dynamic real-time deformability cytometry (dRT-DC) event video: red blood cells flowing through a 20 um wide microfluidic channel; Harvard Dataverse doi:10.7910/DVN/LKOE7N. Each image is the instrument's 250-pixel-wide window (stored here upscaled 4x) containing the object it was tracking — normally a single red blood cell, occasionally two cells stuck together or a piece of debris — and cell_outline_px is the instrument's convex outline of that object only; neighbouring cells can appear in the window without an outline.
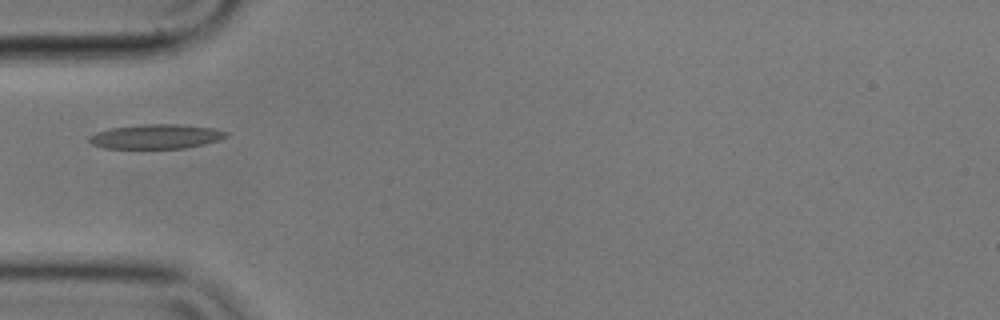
{"species": "common noctule bat (a hibernating species)", "species_latin": "Nyctalus noctula", "temperature_condition": "cold", "stored_images_in_passage": 11, "camera_frame_rate_fps": 3000, "um_per_image_px": 0.085, "animal": {"sex": "male", "body_mass_g": 17.9}, "frame": {"image": 1, "passage_image": 1, "time_ms": 0.0, "image_size_px": [1000, 320], "cell_outline_px": [[228, 136], [204, 144], [184, 148], [104, 148], [92, 144], [88, 140], [88, 136], [96, 132], [112, 128], [144, 124], [180, 124], [216, 128], [228, 132]], "centroid_in_image_um": [13.27, 11.6], "position_along_channel_um": 71.7, "area_um2": 19.48}}
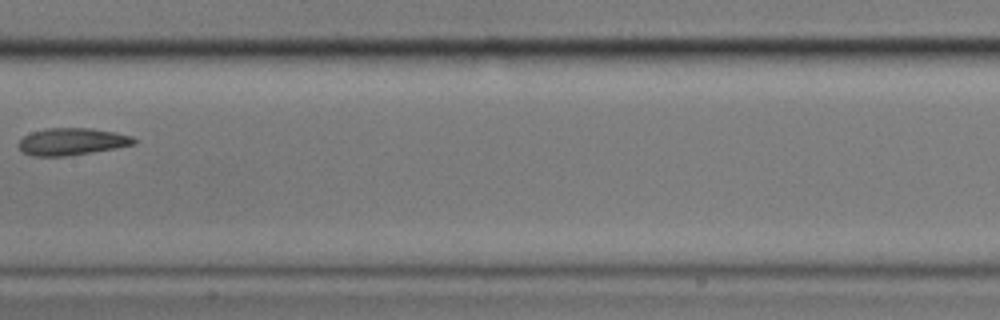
{"frame": {"image": 2, "passage_image": 4, "time_ms": 1.0, "image_size_px": [1000, 320], "cell_outline_px": [[136, 144], [116, 148], [92, 152], [64, 156], [32, 156], [24, 152], [20, 148], [20, 140], [24, 136], [32, 132], [48, 128], [92, 128], [116, 132], [132, 136], [136, 140]], "centroid_in_image_um": [6.16, 12.03], "position_along_channel_um": 201.2, "area_um2": 18.09}}
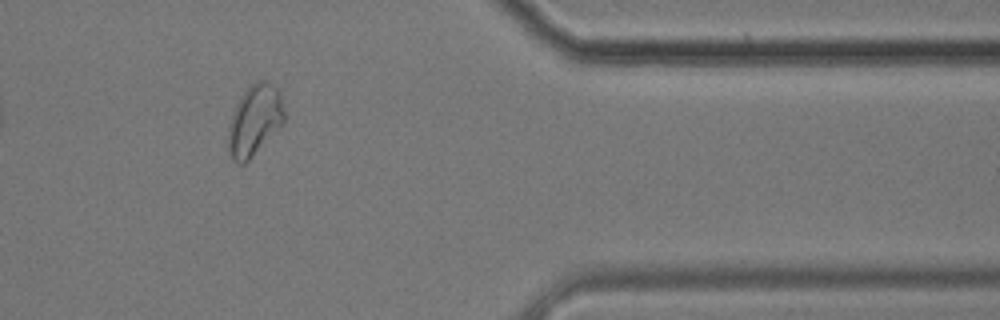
{"frame": {"image": 3, "passage_image": 9, "time_ms": 2.667, "image_size_px": [1000, 320], "cell_outline_px": [[284, 124], [244, 164], [236, 164], [232, 160], [228, 152], [228, 124], [236, 104], [244, 92], [252, 84], [260, 80], [264, 80], [272, 84], [280, 92], [284, 112]], "centroid_in_image_um": [21.63, 10.26], "position_along_channel_um": 389.8, "area_um2": 23.12}}